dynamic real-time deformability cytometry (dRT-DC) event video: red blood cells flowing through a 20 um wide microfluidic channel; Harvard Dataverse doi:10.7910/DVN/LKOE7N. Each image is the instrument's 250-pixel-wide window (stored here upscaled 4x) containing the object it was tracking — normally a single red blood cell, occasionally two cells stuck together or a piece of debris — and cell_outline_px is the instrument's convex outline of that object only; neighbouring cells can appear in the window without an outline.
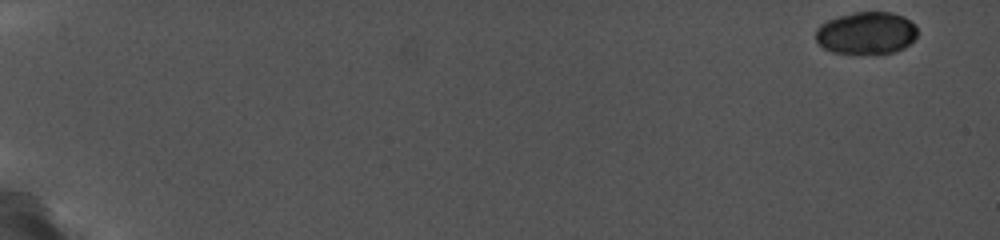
{"species": "common noctule bat (a hibernating species)", "species_latin": "Nyctalus noctula", "temperature_condition": "cold", "stored_images_in_passage": 7, "camera_frame_rate_fps": 5000, "um_per_image_px": 0.085, "animal": {"sex": "female", "body_mass_g": 19.0, "forearm_length_mm": 56.7}, "frame": {"image": 1, "passage_image": 1, "time_ms": 0.0, "image_size_px": [1000, 240], "cell_outline_px": [[916, 36], [904, 48], [896, 52], [832, 52], [824, 48], [816, 40], [816, 28], [820, 24], [828, 20], [840, 16], [856, 12], [892, 12], [904, 16], [916, 24]], "centroid_in_image_um": [73.65, 2.78], "position_along_channel_um": 11.4, "area_um2": 24.74}}
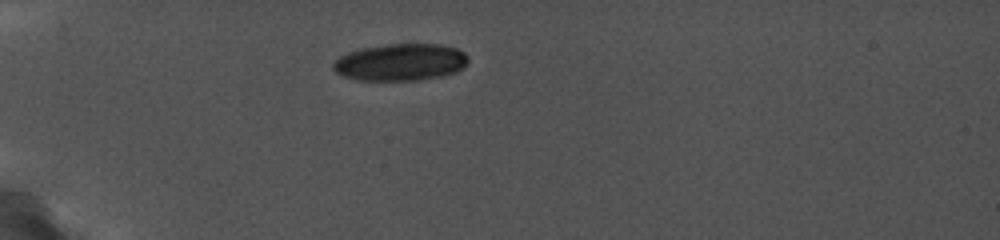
{"frame": {"image": 2, "passage_image": 6, "time_ms": 5.4, "image_size_px": [1000, 240], "cell_outline_px": [[468, 60], [464, 68], [456, 72], [440, 76], [416, 80], [360, 80], [344, 76], [336, 72], [332, 68], [332, 64], [340, 56], [348, 52], [360, 48], [388, 44], [440, 44], [456, 48], [464, 52], [468, 56]], "centroid_in_image_um": [34.05, 5.28], "position_along_channel_um": 50.9, "area_um2": 29.13}}